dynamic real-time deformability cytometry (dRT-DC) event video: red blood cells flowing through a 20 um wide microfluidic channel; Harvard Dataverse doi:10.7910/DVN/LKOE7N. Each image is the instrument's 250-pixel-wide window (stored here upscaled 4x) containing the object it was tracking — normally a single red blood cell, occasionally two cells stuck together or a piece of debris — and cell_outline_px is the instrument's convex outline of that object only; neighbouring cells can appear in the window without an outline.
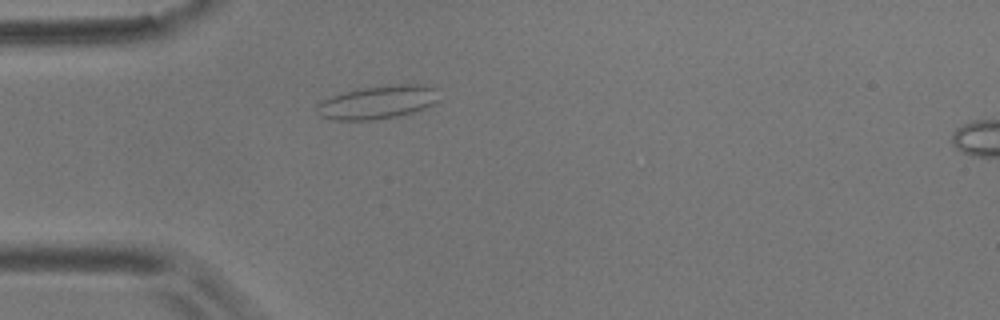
{"species": "common noctule bat (a hibernating species)", "species_latin": "Nyctalus noctula", "temperature_condition": "room temperature", "stored_images_in_passage": 6, "camera_frame_rate_fps": 3000, "um_per_image_px": 0.085, "animal": {"sex": "male", "body_mass_g": 17.9}, "frame": {"image": 1, "passage_image": 2, "time_ms": 0.333, "image_size_px": [1000, 320], "cell_outline_px": [[440, 100], [436, 104], [412, 112], [396, 116], [376, 120], [332, 120], [320, 116], [316, 112], [316, 104], [332, 96], [360, 88], [396, 84], [424, 84], [440, 88]], "centroid_in_image_um": [32.18, 8.68], "position_along_channel_um": 52.8, "area_um2": 24.1}}